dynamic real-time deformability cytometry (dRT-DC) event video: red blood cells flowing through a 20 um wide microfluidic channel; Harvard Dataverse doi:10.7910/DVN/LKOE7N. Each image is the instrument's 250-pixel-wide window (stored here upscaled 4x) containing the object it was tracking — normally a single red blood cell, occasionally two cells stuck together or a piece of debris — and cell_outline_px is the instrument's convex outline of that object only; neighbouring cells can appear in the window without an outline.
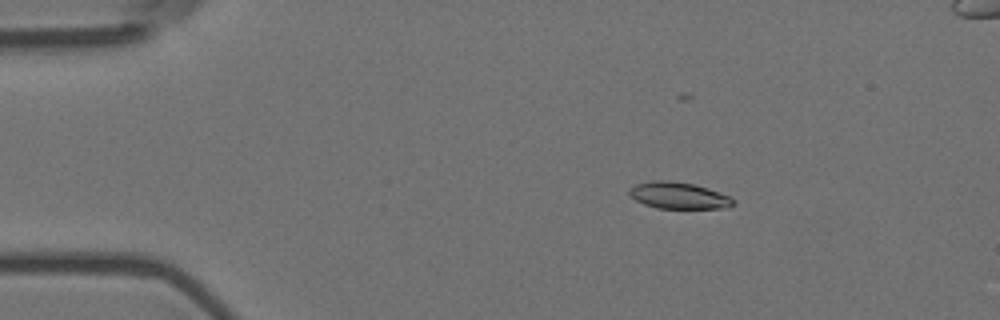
{"species": "Egyptian fruit bat (a non-hibernating species)", "species_latin": "Rousettus aegyptiacus", "temperature_condition": "room temperature", "stored_images_in_passage": 6, "camera_frame_rate_fps": 3000, "um_per_image_px": 0.085, "animal": {"sex": "female"}, "frame": {"image": 1, "passage_image": 4, "time_ms": 1.0, "image_size_px": [1000, 320], "cell_outline_px": [[736, 200], [732, 204], [724, 208], [656, 208], [644, 204], [636, 200], [628, 192], [628, 188], [636, 184], [652, 180], [668, 180], [692, 184], [708, 188], [728, 196]], "centroid_in_image_um": [57.64, 16.61], "position_along_channel_um": 27.4, "area_um2": 15.95}}